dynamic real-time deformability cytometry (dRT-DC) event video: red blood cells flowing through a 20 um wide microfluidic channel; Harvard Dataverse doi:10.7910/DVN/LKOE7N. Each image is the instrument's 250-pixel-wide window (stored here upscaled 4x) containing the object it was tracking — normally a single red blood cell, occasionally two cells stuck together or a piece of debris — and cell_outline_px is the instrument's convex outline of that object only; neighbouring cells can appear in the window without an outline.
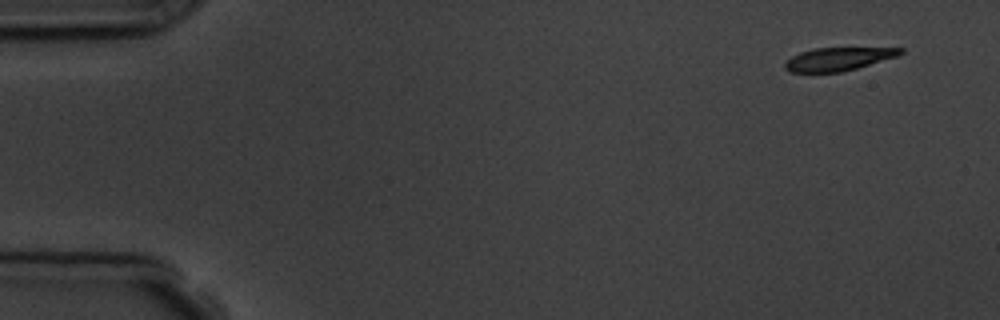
{"species": "common noctule bat (a hibernating species)", "species_latin": "Nyctalus noctula", "temperature_condition": "room temperature", "stored_images_in_passage": 4, "camera_frame_rate_fps": 3000, "um_per_image_px": 0.085, "animal": {"sex": "male", "body_mass_g": 19.5, "forearm_length_mm": 54.6}, "frame": {"image": 1, "passage_image": 1, "time_ms": 0.0, "image_size_px": [1000, 320], "cell_outline_px": [[904, 52], [896, 56], [856, 68], [840, 72], [792, 72], [784, 68], [784, 64], [792, 56], [800, 52], [816, 48], [904, 48]], "centroid_in_image_um": [71.22, 5.01], "position_along_channel_um": 13.8, "area_um2": 15.26}}